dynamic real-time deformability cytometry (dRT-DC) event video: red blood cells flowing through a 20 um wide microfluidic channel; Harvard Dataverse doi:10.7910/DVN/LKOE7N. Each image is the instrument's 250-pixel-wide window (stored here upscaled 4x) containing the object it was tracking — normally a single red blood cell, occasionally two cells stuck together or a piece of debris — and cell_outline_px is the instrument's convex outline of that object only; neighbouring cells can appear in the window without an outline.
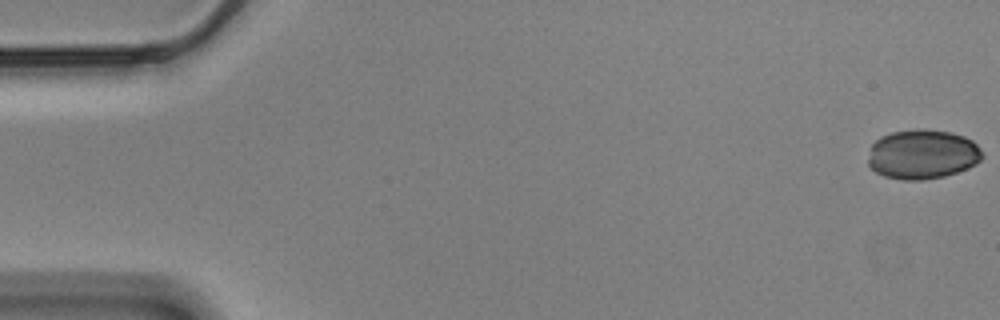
{"species": "Egyptian fruit bat (a non-hibernating species)", "species_latin": "Rousettus aegyptiacus", "temperature_condition": "cold", "stored_images_in_passage": 54, "camera_frame_rate_fps": 3000, "um_per_image_px": 0.085, "animal": {"sex": "male"}, "frame": {"image": 1, "passage_image": 1, "time_ms": 0.0, "image_size_px": [1000, 320], "cell_outline_px": [[984, 156], [976, 164], [968, 168], [944, 176], [924, 180], [904, 180], [884, 176], [876, 172], [868, 164], [868, 160], [872, 144], [876, 140], [892, 132], [916, 128], [952, 132], [964, 136], [972, 140], [980, 148]], "centroid_in_image_um": [78.43, 13.11], "position_along_channel_um": 6.6, "area_um2": 33.0}}
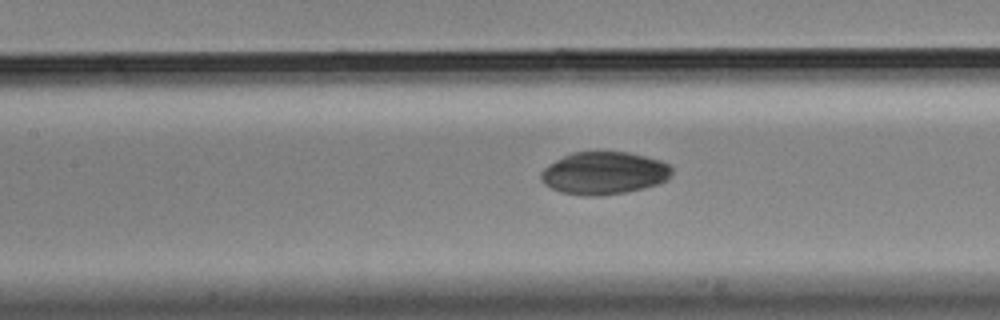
{"frame": {"image": 2, "passage_image": 26, "time_ms": 8.333, "image_size_px": [1000, 320], "cell_outline_px": [[672, 172], [668, 180], [644, 188], [624, 192], [596, 196], [592, 196], [560, 192], [544, 184], [540, 180], [540, 172], [544, 168], [556, 160], [572, 152], [628, 152], [660, 160], [668, 164], [672, 168]], "centroid_in_image_um": [51.34, 14.71], "position_along_channel_um": 156.1, "area_um2": 32.31}}
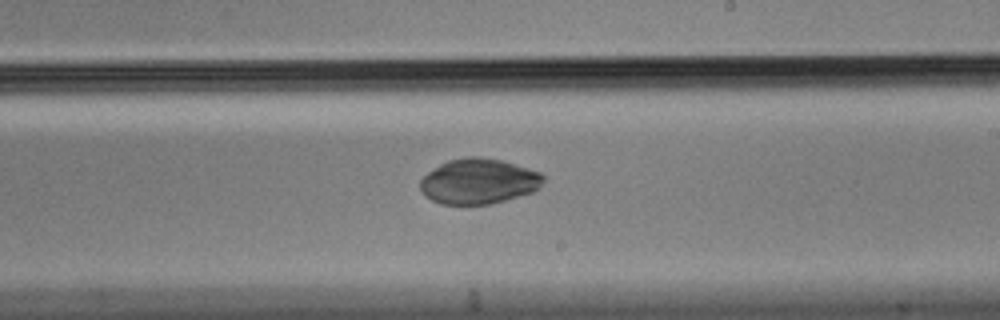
{"frame": {"image": 3, "passage_image": 34, "time_ms": 11.0, "image_size_px": [1000, 320], "cell_outline_px": [[544, 180], [540, 188], [532, 192], [492, 204], [440, 204], [424, 196], [420, 192], [420, 180], [428, 172], [440, 164], [448, 160], [468, 156], [480, 156], [500, 160], [540, 172], [544, 176]], "centroid_in_image_um": [40.66, 15.41], "position_along_channel_um": 248.3, "area_um2": 32.6}}